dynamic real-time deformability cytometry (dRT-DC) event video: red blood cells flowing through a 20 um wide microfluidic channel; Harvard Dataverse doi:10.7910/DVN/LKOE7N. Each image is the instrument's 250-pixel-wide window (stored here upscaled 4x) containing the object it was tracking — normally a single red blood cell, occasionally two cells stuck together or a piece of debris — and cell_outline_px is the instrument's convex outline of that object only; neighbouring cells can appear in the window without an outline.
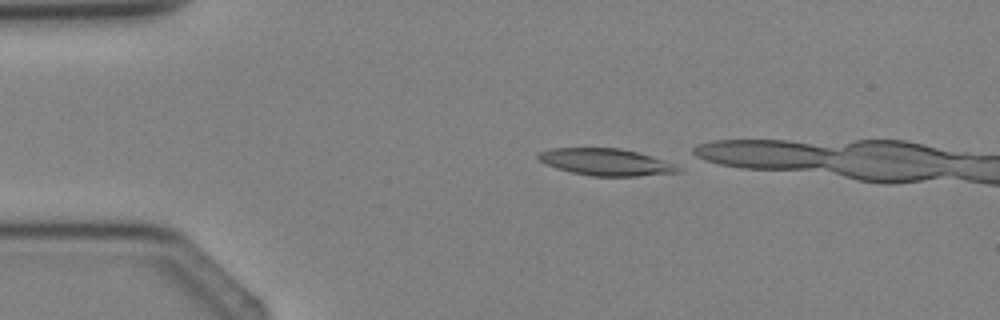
{"species": "Egyptian fruit bat (a non-hibernating species)", "species_latin": "Rousettus aegyptiacus", "temperature_condition": "cold", "stored_images_in_passage": 2, "camera_frame_rate_fps": 3000, "um_per_image_px": 0.085, "animal": {"sex": "female"}, "frame": {"image": 1, "passage_image": 1, "time_ms": 0.0, "image_size_px": [1000, 320], "cell_outline_px": [[684, 172], [636, 176], [592, 176], [572, 172], [556, 168], [540, 160], [536, 156], [540, 152], [552, 148], [620, 148], [636, 152], [672, 164], [680, 168]], "centroid_in_image_um": [51.48, 13.78], "position_along_channel_um": 33.5, "area_um2": 21.5}}